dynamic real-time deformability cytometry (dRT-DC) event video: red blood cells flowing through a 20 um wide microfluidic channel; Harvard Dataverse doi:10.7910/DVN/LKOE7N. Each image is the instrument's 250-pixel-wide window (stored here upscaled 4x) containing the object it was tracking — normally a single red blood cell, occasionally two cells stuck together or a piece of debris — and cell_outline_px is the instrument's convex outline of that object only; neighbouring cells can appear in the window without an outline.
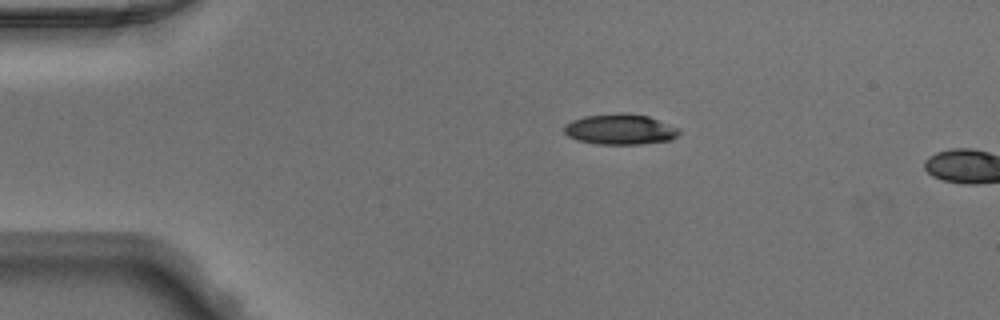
{"species": "Egyptian fruit bat (a non-hibernating species)", "species_latin": "Rousettus aegyptiacus", "temperature_condition": "warm", "stored_images_in_passage": 3, "camera_frame_rate_fps": 3000, "um_per_image_px": 0.085, "animal": {"sex": "male"}, "frame": {"image": 1, "passage_image": 1, "time_ms": 0.0, "image_size_px": [1000, 320], "cell_outline_px": [[680, 132], [672, 140], [640, 144], [596, 144], [580, 140], [568, 136], [564, 132], [564, 124], [572, 120], [584, 116], [620, 112], [648, 116], [680, 128]], "centroid_in_image_um": [52.72, 10.98], "position_along_channel_um": 32.3, "area_um2": 20.52}}